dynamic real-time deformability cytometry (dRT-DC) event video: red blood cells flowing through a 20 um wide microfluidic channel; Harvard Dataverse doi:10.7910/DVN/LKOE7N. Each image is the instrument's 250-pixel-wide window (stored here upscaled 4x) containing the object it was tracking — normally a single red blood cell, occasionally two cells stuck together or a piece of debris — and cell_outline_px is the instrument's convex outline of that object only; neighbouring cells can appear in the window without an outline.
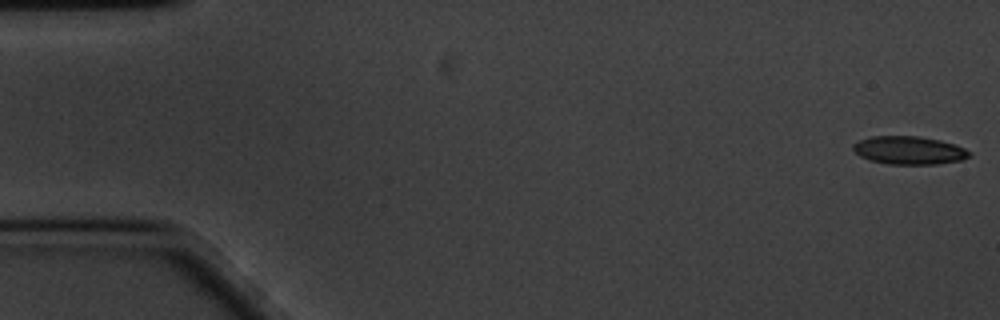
{"species": "common noctule bat (a hibernating species)", "species_latin": "Nyctalus noctula", "temperature_condition": "cold", "stored_images_in_passage": 59, "camera_frame_rate_fps": 3000, "um_per_image_px": 0.085, "animal": {"sex": "male", "body_mass_g": 20.1, "forearm_length_mm": 53.5}, "frame": {"image": 1, "passage_image": 1, "time_ms": 0.0, "image_size_px": [1000, 320], "cell_outline_px": [[972, 152], [968, 156], [960, 160], [936, 164], [888, 164], [868, 160], [860, 156], [852, 148], [852, 144], [860, 140], [872, 136], [920, 136], [940, 140], [956, 144]], "centroid_in_image_um": [77.26, 12.77], "position_along_channel_um": 7.7, "area_um2": 19.07}}
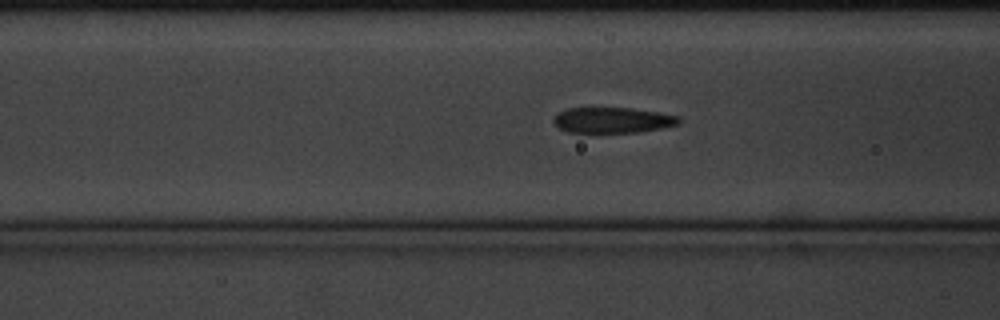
{"frame": {"image": 2, "passage_image": 22, "time_ms": 7.0, "image_size_px": [1000, 320], "cell_outline_px": [[680, 124], [660, 128], [636, 132], [568, 132], [560, 128], [552, 120], [556, 112], [568, 108], [632, 108], [680, 116]], "centroid_in_image_um": [52.05, 10.2], "position_along_channel_um": 114.6, "area_um2": 18.61}}
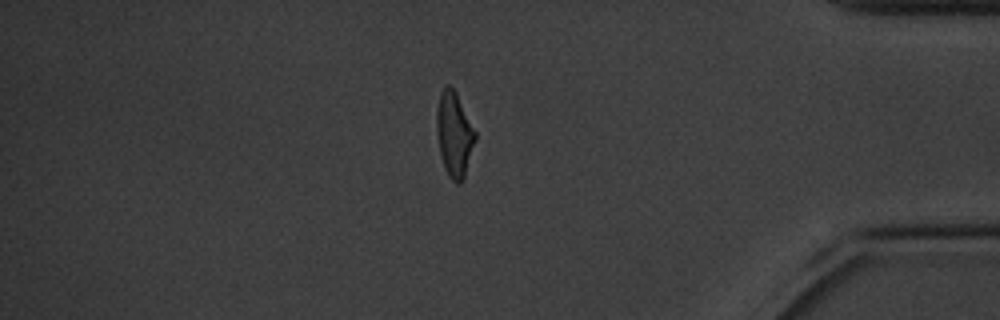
{"frame": {"image": 3, "passage_image": 50, "time_ms": 16.333, "image_size_px": [1000, 320], "cell_outline_px": [[476, 140], [464, 180], [460, 184], [456, 184], [448, 176], [444, 168], [440, 156], [436, 132], [436, 108], [440, 92], [444, 84], [448, 84], [456, 92], [476, 132]], "centroid_in_image_um": [38.6, 11.44], "position_along_channel_um": 396.6, "area_um2": 19.54}, "authors_computed_cell_mechanics": {"area_um2": 19.5364, "velocity_mm_per_s": 3.3752, "shape_relaxation_time_tau1_ms": 2.9425, "shape_relaxation_time_tau2_ms": 1.5389, "deformation_change_tau1": 0.1392, "deformation_change_tau2": 0.0862}}